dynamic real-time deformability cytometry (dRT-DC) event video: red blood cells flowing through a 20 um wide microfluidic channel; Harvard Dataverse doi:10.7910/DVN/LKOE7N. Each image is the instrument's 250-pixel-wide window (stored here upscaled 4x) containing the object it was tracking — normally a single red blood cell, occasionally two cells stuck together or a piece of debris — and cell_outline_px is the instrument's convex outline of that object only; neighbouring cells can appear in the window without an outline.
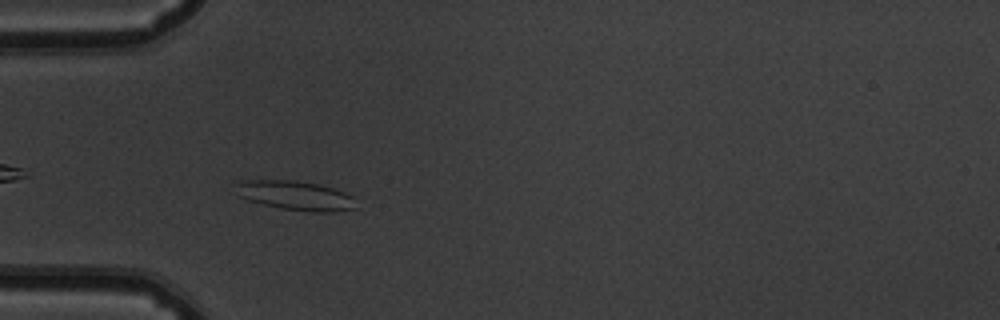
{"species": "common noctule bat (a hibernating species)", "species_latin": "Nyctalus noctula", "temperature_condition": "warm", "stored_images_in_passage": 41, "camera_frame_rate_fps": 3000, "um_per_image_px": 0.085, "animal": {"sex": "male", "body_mass_g": 19.5, "forearm_length_mm": 54.6}, "frame": {"image": 1, "passage_image": 4, "time_ms": 1.0, "image_size_px": [1000, 320], "cell_outline_px": [[356, 208], [332, 212], [312, 212], [280, 208], [248, 200], [240, 196], [236, 184], [240, 180], [296, 180], [316, 184], [332, 188], [344, 192], [352, 196]], "centroid_in_image_um": [25.12, 16.62], "position_along_channel_um": 59.9, "area_um2": 20.29}}
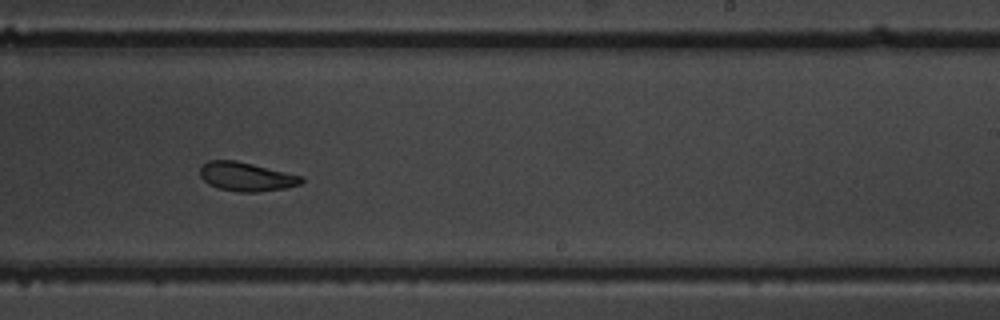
{"frame": {"image": 2, "passage_image": 21, "time_ms": 6.667, "image_size_px": [1000, 320], "cell_outline_px": [[304, 180], [300, 184], [284, 188], [256, 192], [240, 192], [216, 188], [208, 184], [200, 176], [200, 164], [208, 160], [236, 160], [304, 176]], "centroid_in_image_um": [20.91, 15.01], "position_along_channel_um": 268.1, "area_um2": 17.22}}
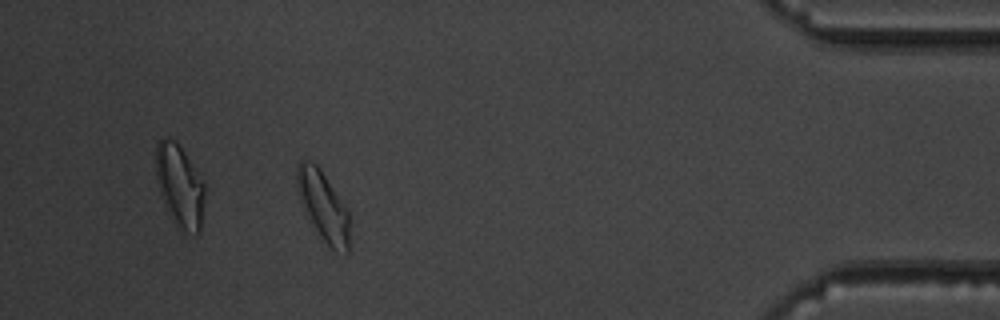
{"frame": {"image": 3, "passage_image": 36, "time_ms": 11.667, "image_size_px": [1000, 320], "cell_outline_px": [[348, 252], [336, 252], [320, 236], [304, 212], [296, 188], [296, 164], [300, 160], [308, 160], [316, 164], [320, 168], [344, 204], [348, 212]], "centroid_in_image_um": [27.42, 17.46], "position_along_channel_um": 407.8, "area_um2": 21.15}, "authors_computed_cell_mechanics": {"area_um2": 17.8024, "velocity_mm_per_s": 3.7506, "shape_relaxation_time_tau1_ms": 4.9053, "shape_relaxation_time_tau2_ms": 4.0929, "deformation_change_tau1": 0.1309, "deformation_change_tau2": 0.1046}}